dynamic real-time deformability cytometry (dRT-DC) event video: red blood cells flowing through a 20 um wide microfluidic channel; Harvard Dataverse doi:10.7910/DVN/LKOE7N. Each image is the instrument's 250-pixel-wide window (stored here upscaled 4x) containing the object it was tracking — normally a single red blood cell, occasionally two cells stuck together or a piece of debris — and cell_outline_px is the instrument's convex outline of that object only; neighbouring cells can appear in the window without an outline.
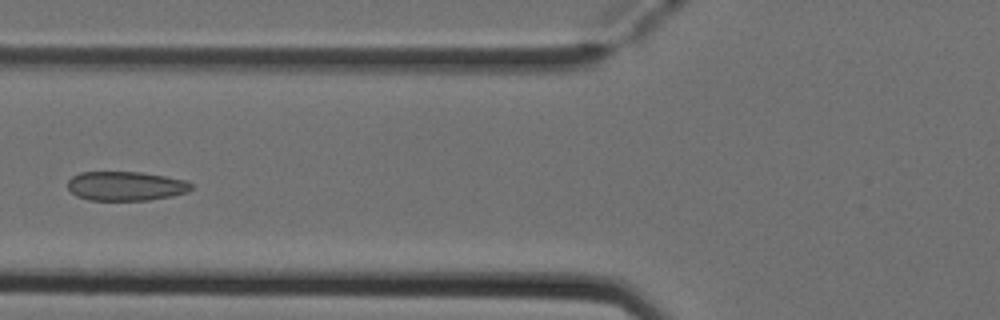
{"species": "Egyptian fruit bat (a non-hibernating species)", "species_latin": "Rousettus aegyptiacus", "temperature_condition": "cold", "stored_images_in_passage": 3, "camera_frame_rate_fps": 3000, "um_per_image_px": 0.085, "animal": {"sex": "female"}, "frame": {"image": 1, "passage_image": 2, "time_ms": 0.333, "image_size_px": [1000, 320], "cell_outline_px": [[192, 188], [188, 192], [172, 196], [148, 200], [88, 200], [76, 196], [68, 188], [68, 180], [72, 176], [80, 172], [140, 172], [164, 176], [184, 180], [192, 184]], "centroid_in_image_um": [10.67, 15.81], "position_along_channel_um": 115.1, "area_um2": 21.04}}
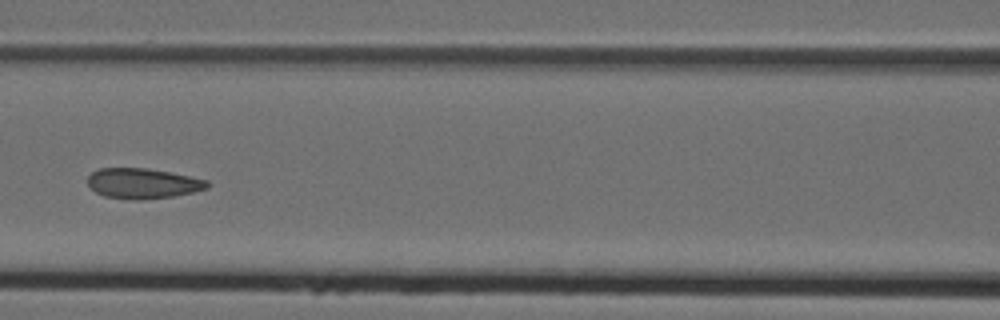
{"frame": {"image": 2, "passage_image": 3, "time_ms": 0.667, "image_size_px": [1000, 320], "cell_outline_px": [[208, 188], [192, 192], [172, 196], [140, 200], [132, 200], [104, 196], [96, 192], [88, 184], [88, 176], [92, 172], [100, 168], [148, 168], [208, 180]], "centroid_in_image_um": [12.11, 15.59], "position_along_channel_um": 154.5, "area_um2": 20.92}}